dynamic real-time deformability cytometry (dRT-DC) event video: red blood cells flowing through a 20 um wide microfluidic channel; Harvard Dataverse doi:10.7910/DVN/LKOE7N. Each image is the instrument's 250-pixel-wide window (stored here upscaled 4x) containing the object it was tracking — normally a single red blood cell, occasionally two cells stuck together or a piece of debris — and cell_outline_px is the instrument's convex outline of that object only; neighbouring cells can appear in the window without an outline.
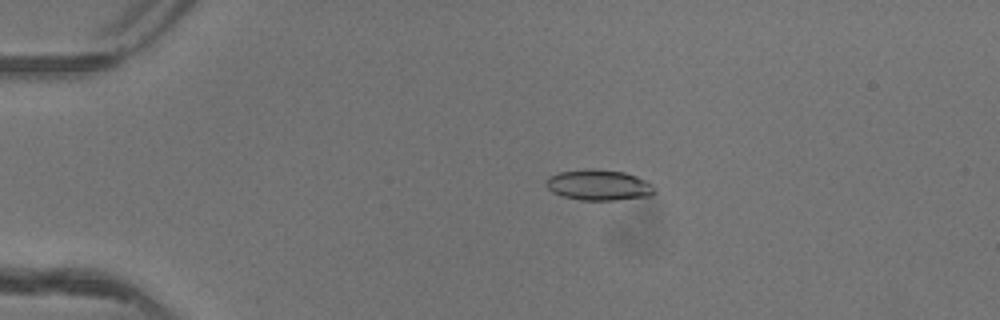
{"species": "common noctule bat (a hibernating species)", "species_latin": "Nyctalus noctula", "temperature_condition": "warm", "stored_images_in_passage": 51, "camera_frame_rate_fps": 3000, "um_per_image_px": 0.085, "animal": {"sex": "female"}, "frame": {"image": 1, "passage_image": 12, "time_ms": 3.667, "image_size_px": [1000, 320], "cell_outline_px": [[656, 192], [652, 196], [616, 200], [580, 200], [564, 196], [552, 192], [544, 184], [544, 180], [548, 176], [560, 172], [588, 168], [596, 168], [624, 172], [648, 180], [656, 188]], "centroid_in_image_um": [50.92, 15.72], "position_along_channel_um": 34.1, "area_um2": 19.83}}
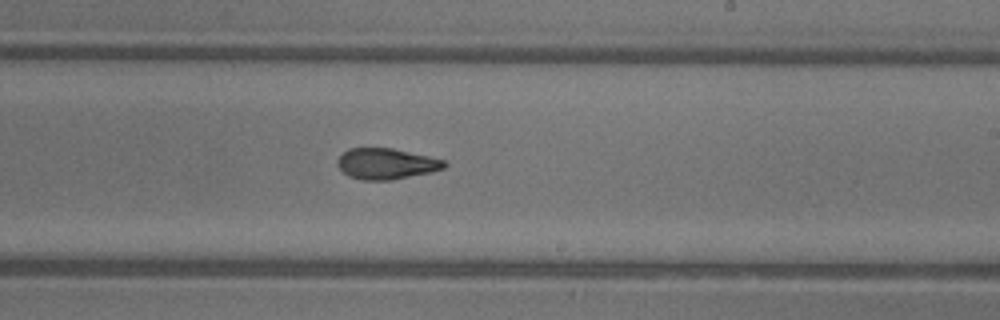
{"frame": {"image": 2, "passage_image": 32, "time_ms": 10.333, "image_size_px": [1000, 320], "cell_outline_px": [[448, 164], [444, 168], [432, 172], [388, 180], [360, 180], [348, 176], [336, 164], [336, 160], [348, 148], [392, 148], [428, 156], [444, 160]], "centroid_in_image_um": [32.81, 13.92], "position_along_channel_um": 256.2, "area_um2": 19.19}}
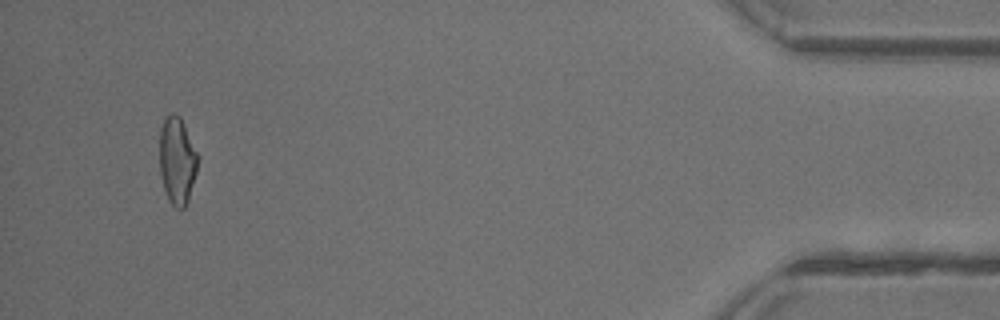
{"frame": {"image": 3, "passage_image": 49, "time_ms": 16.0, "image_size_px": [1000, 320], "cell_outline_px": [[200, 156], [196, 172], [188, 200], [184, 208], [176, 208], [168, 200], [164, 188], [160, 172], [160, 128], [164, 120], [172, 112], [180, 116]], "centroid_in_image_um": [15.07, 13.64], "position_along_channel_um": 420.1, "area_um2": 19.48}, "authors_computed_cell_mechanics": {"area_um2": 19.652, "velocity_mm_per_s": 4.1814, "shape_relaxation_time_tau1_ms": 8.3651, "shape_relaxation_time_tau2_ms": 1.9205, "deformation_change_tau1": 0.2307, "deformation_change_tau2": 0.0921}}